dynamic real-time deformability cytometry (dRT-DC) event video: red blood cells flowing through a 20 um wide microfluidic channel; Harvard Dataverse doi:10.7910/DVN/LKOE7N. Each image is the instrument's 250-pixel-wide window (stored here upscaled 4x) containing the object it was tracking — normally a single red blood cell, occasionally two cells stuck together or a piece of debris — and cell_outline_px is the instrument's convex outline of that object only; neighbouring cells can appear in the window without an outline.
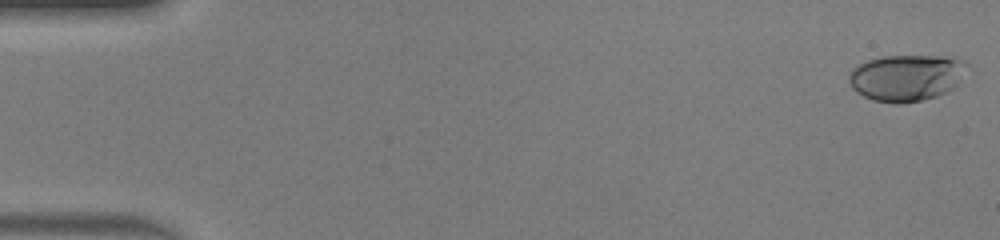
{"species": "human", "species_latin": "Homo sapiens", "temperature_condition": "warm", "stored_images_in_passage": 50, "camera_frame_rate_fps": 3000, "um_per_image_px": 0.085, "donor": {"sex": "male"}, "frame": {"image": 1, "passage_image": 1, "time_ms": 0.0, "image_size_px": [1000, 240], "cell_outline_px": [[960, 80], [948, 92], [936, 96], [920, 100], [900, 104], [896, 104], [872, 100], [856, 92], [852, 88], [848, 80], [848, 76], [852, 68], [856, 64], [880, 56], [952, 56], [960, 60]], "centroid_in_image_um": [76.91, 6.61], "position_along_channel_um": 8.1, "area_um2": 31.62}}
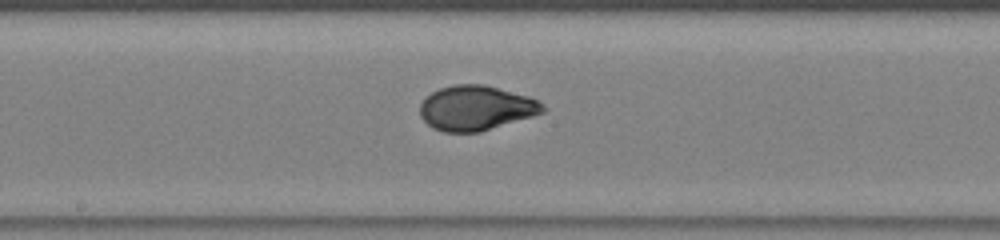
{"frame": {"image": 2, "passage_image": 27, "time_ms": 8.667, "image_size_px": [1000, 240], "cell_outline_px": [[548, 108], [544, 112], [532, 116], [480, 132], [444, 132], [432, 128], [420, 116], [420, 104], [432, 92], [440, 88], [452, 84], [484, 84], [528, 96], [544, 104]], "centroid_in_image_um": [40.47, 9.18], "position_along_channel_um": 207.7, "area_um2": 32.02}}
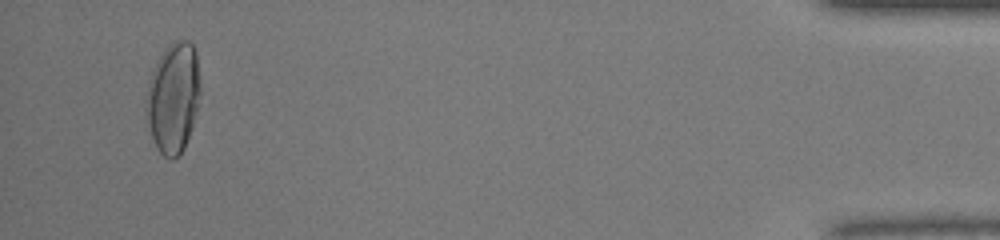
{"frame": {"image": 3, "passage_image": 48, "time_ms": 15.667, "image_size_px": [1000, 240], "cell_outline_px": [[200, 96], [192, 128], [184, 148], [172, 160], [164, 156], [156, 148], [144, 120], [144, 100], [148, 80], [156, 60], [168, 44], [172, 40], [188, 40], [192, 44], [196, 52], [200, 80]], "centroid_in_image_um": [14.68, 8.29], "position_along_channel_um": 420.5, "area_um2": 35.84}, "authors_computed_cell_mechanics": {"area_um2": 31.3276, "velocity_mm_per_s": 4.1485, "shape_relaxation_time_tau1_ms": 8.7895, "shape_relaxation_time_tau2_ms": null, "deformation_change_tau1": 0.303, "deformation_change_tau2": null}}